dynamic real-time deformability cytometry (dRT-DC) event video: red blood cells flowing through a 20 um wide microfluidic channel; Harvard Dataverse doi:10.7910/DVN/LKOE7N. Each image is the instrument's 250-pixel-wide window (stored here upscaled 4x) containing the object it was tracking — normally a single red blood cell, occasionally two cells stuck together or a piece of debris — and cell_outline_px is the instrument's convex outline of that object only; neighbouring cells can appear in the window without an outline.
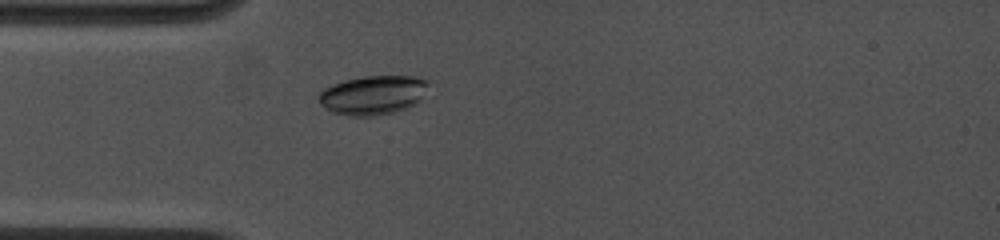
{"species": "common noctule bat (a hibernating species)", "species_latin": "Nyctalus noctula", "temperature_condition": "cold", "stored_images_in_passage": 3, "camera_frame_rate_fps": 4500, "um_per_image_px": 0.085, "animal": {"sex": "female", "body_mass_g": 19.0, "forearm_length_mm": 53.3}, "frame": {"image": 1, "passage_image": 3, "time_ms": 2.222, "image_size_px": [1000, 240], "cell_outline_px": [[432, 80], [420, 100], [408, 108], [392, 112], [372, 116], [348, 116], [332, 112], [324, 108], [320, 104], [316, 96], [324, 88], [332, 84], [344, 80], [360, 76], [412, 76]], "centroid_in_image_um": [31.69, 8.07], "position_along_channel_um": 53.3, "area_um2": 25.37}}